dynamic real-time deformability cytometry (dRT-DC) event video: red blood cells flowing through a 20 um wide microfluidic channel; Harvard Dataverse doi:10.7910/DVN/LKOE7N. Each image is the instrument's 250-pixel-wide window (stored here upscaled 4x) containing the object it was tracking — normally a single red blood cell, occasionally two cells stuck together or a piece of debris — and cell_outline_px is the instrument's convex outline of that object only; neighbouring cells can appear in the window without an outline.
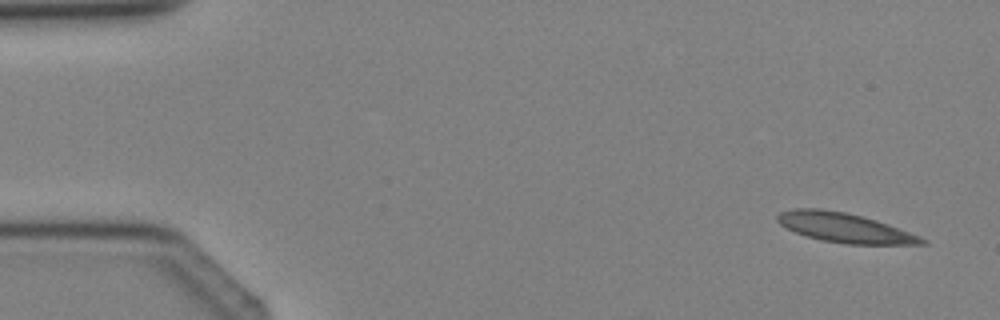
{"species": "Egyptian fruit bat (a non-hibernating species)", "species_latin": "Rousettus aegyptiacus", "temperature_condition": "cold", "stored_images_in_passage": 4, "camera_frame_rate_fps": 3000, "um_per_image_px": 0.085, "animal": {"sex": "female"}, "frame": {"image": 1, "passage_image": 1, "time_ms": 0.0, "image_size_px": [1000, 320], "cell_outline_px": [[928, 244], [848, 244], [824, 240], [808, 236], [796, 232], [780, 224], [776, 220], [776, 216], [780, 212], [792, 208], [816, 208], [844, 212], [864, 216], [888, 224], [920, 236], [928, 240]], "centroid_in_image_um": [71.81, 19.34], "position_along_channel_um": 13.2, "area_um2": 24.62}}